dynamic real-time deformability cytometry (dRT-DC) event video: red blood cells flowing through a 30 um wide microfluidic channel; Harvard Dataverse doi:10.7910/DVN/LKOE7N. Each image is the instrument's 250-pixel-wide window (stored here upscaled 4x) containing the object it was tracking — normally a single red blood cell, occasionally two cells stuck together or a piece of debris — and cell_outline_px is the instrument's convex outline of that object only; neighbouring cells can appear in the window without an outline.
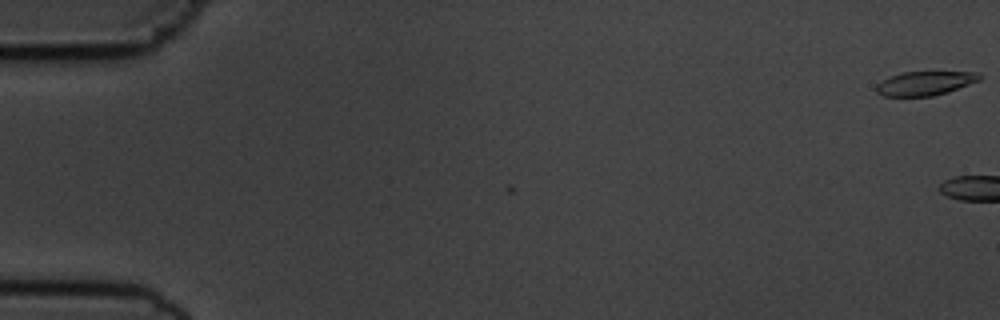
{"species": "common noctule bat (a hibernating species)", "species_latin": "Nyctalus noctula", "temperature_condition": "cold", "stored_images_in_passage": 4, "camera_frame_rate_fps": 3000, "um_per_image_px": 0.085, "animal": {"sex": "male", "body_mass_g": 19.5, "forearm_length_mm": 54.6}, "frame": {"image": 1, "passage_image": 4, "time_ms": 1.0, "image_size_px": [1000, 320], "cell_outline_px": [[980, 80], [948, 92], [932, 96], [884, 96], [876, 92], [876, 84], [892, 76], [904, 72], [980, 72]], "centroid_in_image_um": [78.64, 7.08], "position_along_channel_um": 6.4, "area_um2": 14.28}}